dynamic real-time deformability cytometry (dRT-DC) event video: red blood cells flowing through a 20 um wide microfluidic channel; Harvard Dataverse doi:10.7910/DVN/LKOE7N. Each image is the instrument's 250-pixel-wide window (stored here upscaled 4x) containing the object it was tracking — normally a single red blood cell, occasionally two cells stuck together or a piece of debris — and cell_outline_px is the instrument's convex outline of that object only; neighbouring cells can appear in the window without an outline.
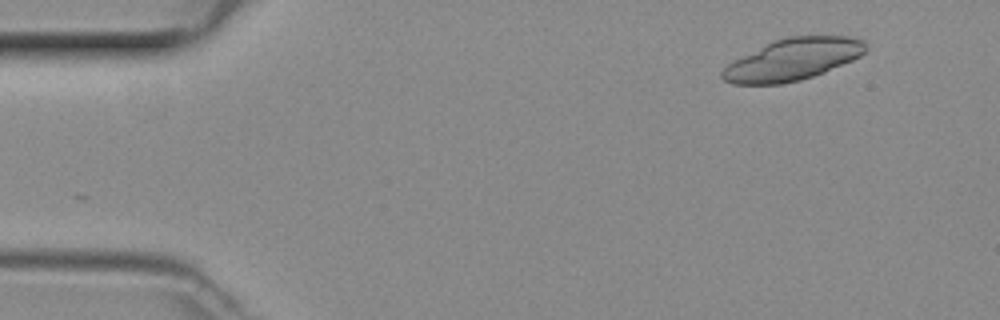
{"species": "common noctule bat (a hibernating species)", "species_latin": "Nyctalus noctula", "temperature_condition": "room temperature", "stored_images_in_passage": 16, "camera_frame_rate_fps": 3000, "um_per_image_px": 0.085, "animal": {"sex": "female", "body_mass_g": 29.2, "forearm_length_mm": 56.3}, "frame": {"image": 1, "passage_image": 1, "time_ms": 0.0, "image_size_px": [1000, 320], "cell_outline_px": [[868, 48], [860, 56], [852, 60], [824, 72], [800, 80], [780, 84], [732, 84], [724, 80], [720, 76], [720, 72], [728, 64], [764, 44], [772, 40], [788, 36], [848, 36], [864, 40]], "centroid_in_image_um": [67.38, 5.05], "position_along_channel_um": 17.6, "area_um2": 34.8}}